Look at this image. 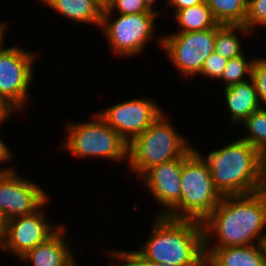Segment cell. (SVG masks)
Masks as SVG:
<instances>
[{
	"label": "cell",
	"mask_w": 266,
	"mask_h": 266,
	"mask_svg": "<svg viewBox=\"0 0 266 266\" xmlns=\"http://www.w3.org/2000/svg\"><path fill=\"white\" fill-rule=\"evenodd\" d=\"M204 247H235L266 243V188L223 196L202 221Z\"/></svg>",
	"instance_id": "1"
},
{
	"label": "cell",
	"mask_w": 266,
	"mask_h": 266,
	"mask_svg": "<svg viewBox=\"0 0 266 266\" xmlns=\"http://www.w3.org/2000/svg\"><path fill=\"white\" fill-rule=\"evenodd\" d=\"M216 189L222 196L250 194L266 188V157L241 138L202 153Z\"/></svg>",
	"instance_id": "2"
},
{
	"label": "cell",
	"mask_w": 266,
	"mask_h": 266,
	"mask_svg": "<svg viewBox=\"0 0 266 266\" xmlns=\"http://www.w3.org/2000/svg\"><path fill=\"white\" fill-rule=\"evenodd\" d=\"M149 237L136 250L148 260L163 265H203L206 260L202 222L152 217Z\"/></svg>",
	"instance_id": "3"
},
{
	"label": "cell",
	"mask_w": 266,
	"mask_h": 266,
	"mask_svg": "<svg viewBox=\"0 0 266 266\" xmlns=\"http://www.w3.org/2000/svg\"><path fill=\"white\" fill-rule=\"evenodd\" d=\"M165 112L128 144V172L138 179L148 169L185 156L194 148L192 140L179 134Z\"/></svg>",
	"instance_id": "4"
},
{
	"label": "cell",
	"mask_w": 266,
	"mask_h": 266,
	"mask_svg": "<svg viewBox=\"0 0 266 266\" xmlns=\"http://www.w3.org/2000/svg\"><path fill=\"white\" fill-rule=\"evenodd\" d=\"M92 120L66 121L65 137L61 142L62 151L73 157L91 160L92 158L112 162L128 161V143L96 112ZM72 121V122H71ZM124 159V160H123Z\"/></svg>",
	"instance_id": "5"
},
{
	"label": "cell",
	"mask_w": 266,
	"mask_h": 266,
	"mask_svg": "<svg viewBox=\"0 0 266 266\" xmlns=\"http://www.w3.org/2000/svg\"><path fill=\"white\" fill-rule=\"evenodd\" d=\"M160 17L154 10L128 15L102 12L100 30L108 43L107 49L121 59L138 57L145 52L150 40L157 36L155 20Z\"/></svg>",
	"instance_id": "6"
},
{
	"label": "cell",
	"mask_w": 266,
	"mask_h": 266,
	"mask_svg": "<svg viewBox=\"0 0 266 266\" xmlns=\"http://www.w3.org/2000/svg\"><path fill=\"white\" fill-rule=\"evenodd\" d=\"M181 188L180 219L202 222L223 197L214 185L207 162L194 148L183 156Z\"/></svg>",
	"instance_id": "7"
},
{
	"label": "cell",
	"mask_w": 266,
	"mask_h": 266,
	"mask_svg": "<svg viewBox=\"0 0 266 266\" xmlns=\"http://www.w3.org/2000/svg\"><path fill=\"white\" fill-rule=\"evenodd\" d=\"M4 41L5 37L0 40V96L23 114L32 100L30 84L34 85V65L39 53L26 50L20 44L6 47Z\"/></svg>",
	"instance_id": "8"
},
{
	"label": "cell",
	"mask_w": 266,
	"mask_h": 266,
	"mask_svg": "<svg viewBox=\"0 0 266 266\" xmlns=\"http://www.w3.org/2000/svg\"><path fill=\"white\" fill-rule=\"evenodd\" d=\"M156 42L178 74L190 80L200 73L205 60L214 52L215 27L193 32L172 31L159 35Z\"/></svg>",
	"instance_id": "9"
},
{
	"label": "cell",
	"mask_w": 266,
	"mask_h": 266,
	"mask_svg": "<svg viewBox=\"0 0 266 266\" xmlns=\"http://www.w3.org/2000/svg\"><path fill=\"white\" fill-rule=\"evenodd\" d=\"M16 166L0 168V213L5 221L37 211L51 196Z\"/></svg>",
	"instance_id": "10"
},
{
	"label": "cell",
	"mask_w": 266,
	"mask_h": 266,
	"mask_svg": "<svg viewBox=\"0 0 266 266\" xmlns=\"http://www.w3.org/2000/svg\"><path fill=\"white\" fill-rule=\"evenodd\" d=\"M48 199L32 214L18 216L6 221L4 236L0 242V250L20 259L29 250L51 237L62 225L50 223L45 206Z\"/></svg>",
	"instance_id": "11"
},
{
	"label": "cell",
	"mask_w": 266,
	"mask_h": 266,
	"mask_svg": "<svg viewBox=\"0 0 266 266\" xmlns=\"http://www.w3.org/2000/svg\"><path fill=\"white\" fill-rule=\"evenodd\" d=\"M159 103L150 97H138L124 100L97 113L128 144L163 112Z\"/></svg>",
	"instance_id": "12"
},
{
	"label": "cell",
	"mask_w": 266,
	"mask_h": 266,
	"mask_svg": "<svg viewBox=\"0 0 266 266\" xmlns=\"http://www.w3.org/2000/svg\"><path fill=\"white\" fill-rule=\"evenodd\" d=\"M183 156L148 169L141 177L142 186L152 194L161 210L156 215L180 219L181 169Z\"/></svg>",
	"instance_id": "13"
},
{
	"label": "cell",
	"mask_w": 266,
	"mask_h": 266,
	"mask_svg": "<svg viewBox=\"0 0 266 266\" xmlns=\"http://www.w3.org/2000/svg\"><path fill=\"white\" fill-rule=\"evenodd\" d=\"M66 228L63 223L51 237L29 250L18 261L31 264L30 266H73L76 264L77 259L70 246L71 240L68 242L69 234Z\"/></svg>",
	"instance_id": "14"
},
{
	"label": "cell",
	"mask_w": 266,
	"mask_h": 266,
	"mask_svg": "<svg viewBox=\"0 0 266 266\" xmlns=\"http://www.w3.org/2000/svg\"><path fill=\"white\" fill-rule=\"evenodd\" d=\"M204 249L212 266H266V243Z\"/></svg>",
	"instance_id": "15"
},
{
	"label": "cell",
	"mask_w": 266,
	"mask_h": 266,
	"mask_svg": "<svg viewBox=\"0 0 266 266\" xmlns=\"http://www.w3.org/2000/svg\"><path fill=\"white\" fill-rule=\"evenodd\" d=\"M220 89H223V105L233 125H240L251 113L262 108L252 79Z\"/></svg>",
	"instance_id": "16"
},
{
	"label": "cell",
	"mask_w": 266,
	"mask_h": 266,
	"mask_svg": "<svg viewBox=\"0 0 266 266\" xmlns=\"http://www.w3.org/2000/svg\"><path fill=\"white\" fill-rule=\"evenodd\" d=\"M39 1V0H38ZM43 5L54 10L62 18L73 21L74 24L81 23L96 26L100 29L102 22V10L94 0H40Z\"/></svg>",
	"instance_id": "17"
},
{
	"label": "cell",
	"mask_w": 266,
	"mask_h": 266,
	"mask_svg": "<svg viewBox=\"0 0 266 266\" xmlns=\"http://www.w3.org/2000/svg\"><path fill=\"white\" fill-rule=\"evenodd\" d=\"M247 37L253 34L244 25H221L215 27L214 52L220 56L231 59L243 55L245 50L244 42L241 41L239 34Z\"/></svg>",
	"instance_id": "18"
},
{
	"label": "cell",
	"mask_w": 266,
	"mask_h": 266,
	"mask_svg": "<svg viewBox=\"0 0 266 266\" xmlns=\"http://www.w3.org/2000/svg\"><path fill=\"white\" fill-rule=\"evenodd\" d=\"M172 15L173 20L178 25L174 32L202 31L219 25L205 2L177 10Z\"/></svg>",
	"instance_id": "19"
},
{
	"label": "cell",
	"mask_w": 266,
	"mask_h": 266,
	"mask_svg": "<svg viewBox=\"0 0 266 266\" xmlns=\"http://www.w3.org/2000/svg\"><path fill=\"white\" fill-rule=\"evenodd\" d=\"M214 19L221 25H244L248 0H204Z\"/></svg>",
	"instance_id": "20"
},
{
	"label": "cell",
	"mask_w": 266,
	"mask_h": 266,
	"mask_svg": "<svg viewBox=\"0 0 266 266\" xmlns=\"http://www.w3.org/2000/svg\"><path fill=\"white\" fill-rule=\"evenodd\" d=\"M240 125L246 133L240 138L266 157V108L251 113Z\"/></svg>",
	"instance_id": "21"
},
{
	"label": "cell",
	"mask_w": 266,
	"mask_h": 266,
	"mask_svg": "<svg viewBox=\"0 0 266 266\" xmlns=\"http://www.w3.org/2000/svg\"><path fill=\"white\" fill-rule=\"evenodd\" d=\"M247 55L244 53L239 57L228 59L227 65L219 79L220 83L223 81V88L251 79L255 57L251 56L249 58Z\"/></svg>",
	"instance_id": "22"
},
{
	"label": "cell",
	"mask_w": 266,
	"mask_h": 266,
	"mask_svg": "<svg viewBox=\"0 0 266 266\" xmlns=\"http://www.w3.org/2000/svg\"><path fill=\"white\" fill-rule=\"evenodd\" d=\"M107 257L112 259L113 266H203V265H163L144 258L137 250L106 249ZM117 262V263H116Z\"/></svg>",
	"instance_id": "23"
},
{
	"label": "cell",
	"mask_w": 266,
	"mask_h": 266,
	"mask_svg": "<svg viewBox=\"0 0 266 266\" xmlns=\"http://www.w3.org/2000/svg\"><path fill=\"white\" fill-rule=\"evenodd\" d=\"M245 27L253 35L257 28H266V0H248Z\"/></svg>",
	"instance_id": "24"
},
{
	"label": "cell",
	"mask_w": 266,
	"mask_h": 266,
	"mask_svg": "<svg viewBox=\"0 0 266 266\" xmlns=\"http://www.w3.org/2000/svg\"><path fill=\"white\" fill-rule=\"evenodd\" d=\"M251 79L255 84L261 107L266 108V57L255 56Z\"/></svg>",
	"instance_id": "25"
},
{
	"label": "cell",
	"mask_w": 266,
	"mask_h": 266,
	"mask_svg": "<svg viewBox=\"0 0 266 266\" xmlns=\"http://www.w3.org/2000/svg\"><path fill=\"white\" fill-rule=\"evenodd\" d=\"M228 59L220 56L216 52H213L205 60L200 73L197 75L200 77L209 78V80H219L226 67Z\"/></svg>",
	"instance_id": "26"
},
{
	"label": "cell",
	"mask_w": 266,
	"mask_h": 266,
	"mask_svg": "<svg viewBox=\"0 0 266 266\" xmlns=\"http://www.w3.org/2000/svg\"><path fill=\"white\" fill-rule=\"evenodd\" d=\"M150 11L144 3V0H113L108 9L103 12H112L117 14H137Z\"/></svg>",
	"instance_id": "27"
},
{
	"label": "cell",
	"mask_w": 266,
	"mask_h": 266,
	"mask_svg": "<svg viewBox=\"0 0 266 266\" xmlns=\"http://www.w3.org/2000/svg\"><path fill=\"white\" fill-rule=\"evenodd\" d=\"M204 0H166L165 4H163L161 7V16L164 17L165 13L167 15V10L170 11V7H172L174 10L171 13H175L177 10H181L187 7L195 6L200 3H203Z\"/></svg>",
	"instance_id": "28"
},
{
	"label": "cell",
	"mask_w": 266,
	"mask_h": 266,
	"mask_svg": "<svg viewBox=\"0 0 266 266\" xmlns=\"http://www.w3.org/2000/svg\"><path fill=\"white\" fill-rule=\"evenodd\" d=\"M13 114H17V111L7 103L1 96H0V127L13 116Z\"/></svg>",
	"instance_id": "29"
},
{
	"label": "cell",
	"mask_w": 266,
	"mask_h": 266,
	"mask_svg": "<svg viewBox=\"0 0 266 266\" xmlns=\"http://www.w3.org/2000/svg\"><path fill=\"white\" fill-rule=\"evenodd\" d=\"M13 154L14 153L9 147V144H6V141L3 140L2 135L0 134V164H2V166L8 162L12 164L13 162L10 161L14 158Z\"/></svg>",
	"instance_id": "30"
},
{
	"label": "cell",
	"mask_w": 266,
	"mask_h": 266,
	"mask_svg": "<svg viewBox=\"0 0 266 266\" xmlns=\"http://www.w3.org/2000/svg\"><path fill=\"white\" fill-rule=\"evenodd\" d=\"M161 0H144V3L150 10H154L158 12L161 15V11L157 9V3H159ZM166 1V0H164ZM156 8V9H155Z\"/></svg>",
	"instance_id": "31"
},
{
	"label": "cell",
	"mask_w": 266,
	"mask_h": 266,
	"mask_svg": "<svg viewBox=\"0 0 266 266\" xmlns=\"http://www.w3.org/2000/svg\"><path fill=\"white\" fill-rule=\"evenodd\" d=\"M94 2L100 7L102 11L108 9L113 0H94Z\"/></svg>",
	"instance_id": "32"
},
{
	"label": "cell",
	"mask_w": 266,
	"mask_h": 266,
	"mask_svg": "<svg viewBox=\"0 0 266 266\" xmlns=\"http://www.w3.org/2000/svg\"><path fill=\"white\" fill-rule=\"evenodd\" d=\"M7 27L8 26V23H6V21H1L0 22V40L3 38V37H6L5 35L7 34L6 33V30L8 29Z\"/></svg>",
	"instance_id": "33"
},
{
	"label": "cell",
	"mask_w": 266,
	"mask_h": 266,
	"mask_svg": "<svg viewBox=\"0 0 266 266\" xmlns=\"http://www.w3.org/2000/svg\"><path fill=\"white\" fill-rule=\"evenodd\" d=\"M5 224H6V221L4 220L3 216L0 213V242L4 236Z\"/></svg>",
	"instance_id": "34"
},
{
	"label": "cell",
	"mask_w": 266,
	"mask_h": 266,
	"mask_svg": "<svg viewBox=\"0 0 266 266\" xmlns=\"http://www.w3.org/2000/svg\"><path fill=\"white\" fill-rule=\"evenodd\" d=\"M203 266H212L207 260L203 263Z\"/></svg>",
	"instance_id": "35"
}]
</instances>
